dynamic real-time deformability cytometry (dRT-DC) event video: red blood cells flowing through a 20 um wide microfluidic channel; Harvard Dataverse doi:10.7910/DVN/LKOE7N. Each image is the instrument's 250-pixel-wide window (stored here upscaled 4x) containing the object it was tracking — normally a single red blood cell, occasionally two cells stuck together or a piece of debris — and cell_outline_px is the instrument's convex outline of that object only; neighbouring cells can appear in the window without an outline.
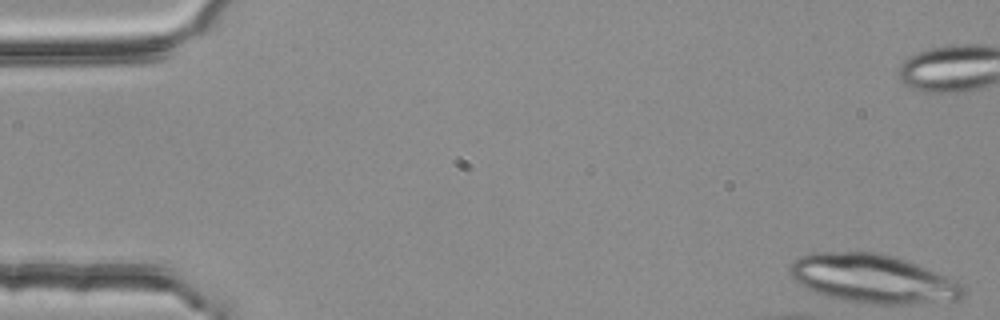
{"species": "common noctule bat (a hibernating species)", "species_latin": "Nyctalus noctula", "temperature_condition": "room temperature", "stored_images_in_passage": 5, "camera_frame_rate_fps": 3000, "um_per_image_px": 0.085, "animal": {"sex": "female", "body_mass_g": 25.1}, "frame": {"image": 1, "passage_image": 1, "time_ms": 0.0, "image_size_px": [1000, 320], "cell_outline_px": [[968, 288], [964, 296], [960, 300], [920, 304], [872, 304], [844, 300], [828, 296], [816, 292], [792, 280], [788, 272], [792, 264], [800, 256], [812, 252], [876, 252], [892, 256], [904, 260], [948, 276], [964, 284]], "centroid_in_image_um": [74.26, 23.71], "position_along_channel_um": 10.7, "area_um2": 49.48}}